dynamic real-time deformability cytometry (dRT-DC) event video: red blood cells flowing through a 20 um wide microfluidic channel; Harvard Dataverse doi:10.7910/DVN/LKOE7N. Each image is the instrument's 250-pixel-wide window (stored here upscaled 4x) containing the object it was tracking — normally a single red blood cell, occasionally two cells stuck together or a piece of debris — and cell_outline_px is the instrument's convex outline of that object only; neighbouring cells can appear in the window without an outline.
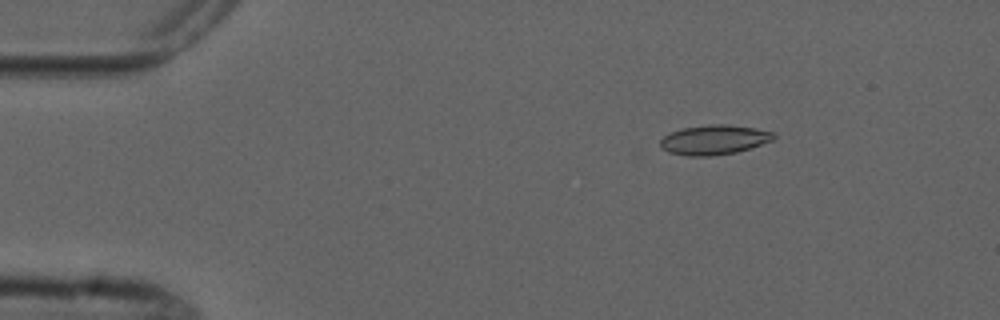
{"species": "common noctule bat (a hibernating species)", "species_latin": "Nyctalus noctula", "temperature_condition": "cold", "stored_images_in_passage": 5, "camera_frame_rate_fps": 3000, "um_per_image_px": 0.085, "animal": {"sex": "male", "forearm_length_mm": 52.5}, "frame": {"image": 1, "passage_image": 3, "time_ms": 2.333, "image_size_px": [1000, 320], "cell_outline_px": [[776, 136], [772, 140], [736, 152], [712, 156], [688, 156], [668, 152], [660, 148], [660, 140], [664, 136], [672, 132], [684, 128], [712, 124], [728, 124], [756, 128], [776, 132]], "centroid_in_image_um": [60.7, 11.88], "position_along_channel_um": 24.3, "area_um2": 19.54}}
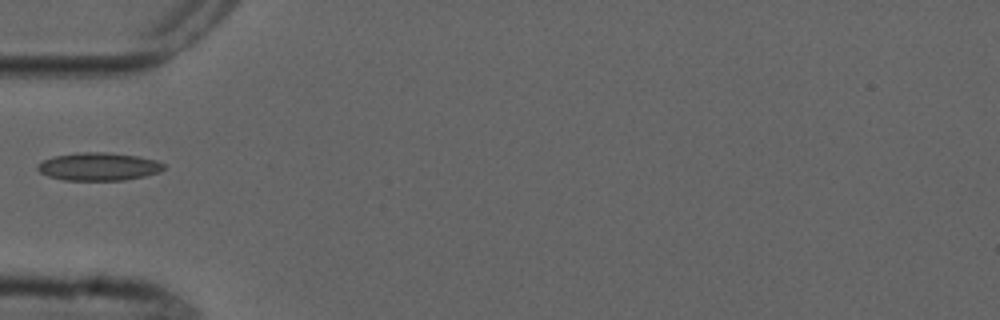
{"frame": {"image": 2, "passage_image": 5, "time_ms": 5.667, "image_size_px": [1000, 320], "cell_outline_px": [[164, 168], [160, 172], [144, 176], [124, 180], [64, 180], [48, 176], [40, 172], [36, 168], [44, 160], [52, 156], [76, 152], [108, 152], [136, 156], [156, 160], [164, 164]], "centroid_in_image_um": [8.38, 14.15], "position_along_channel_um": 76.6, "area_um2": 20.52}}